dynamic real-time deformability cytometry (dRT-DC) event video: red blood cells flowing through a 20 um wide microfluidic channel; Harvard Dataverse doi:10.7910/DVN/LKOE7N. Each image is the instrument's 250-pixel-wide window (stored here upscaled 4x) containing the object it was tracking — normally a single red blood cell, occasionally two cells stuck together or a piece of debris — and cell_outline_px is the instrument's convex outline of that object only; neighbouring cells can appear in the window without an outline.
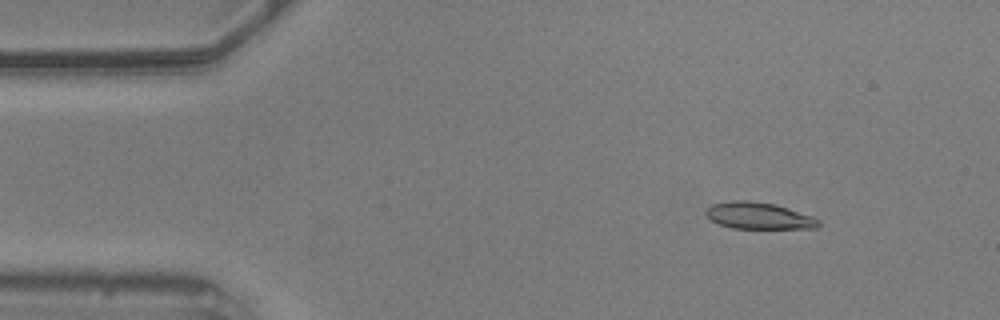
{"species": "common noctule bat (a hibernating species)", "species_latin": "Nyctalus noctula", "temperature_condition": "warm", "stored_images_in_passage": 56, "camera_frame_rate_fps": 3000, "um_per_image_px": 0.085, "animal": {"sex": "male", "body_mass_g": 20.5, "forearm_length_mm": 52.5}, "frame": {"image": 1, "passage_image": 7, "time_ms": 2.0, "image_size_px": [1000, 320], "cell_outline_px": [[820, 224], [816, 228], [732, 228], [720, 224], [712, 220], [704, 212], [712, 204], [732, 200], [748, 200], [772, 204], [788, 208], [812, 216], [820, 220]], "centroid_in_image_um": [64.49, 18.33], "position_along_channel_um": 20.5, "area_um2": 17.28}}
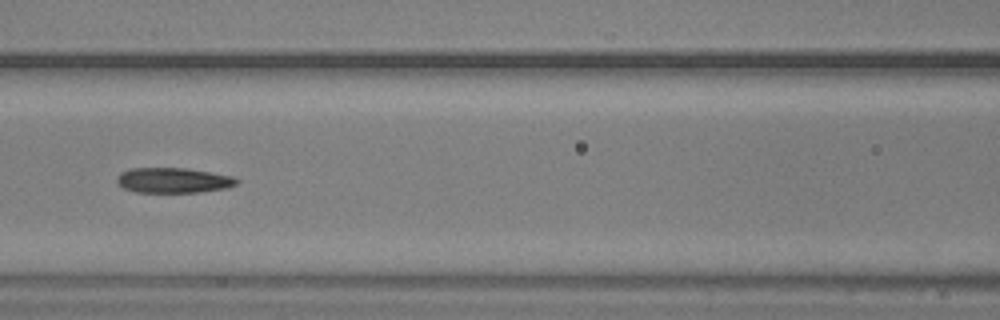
{"frame": {"image": 2, "passage_image": 24, "time_ms": 7.667, "image_size_px": [1000, 320], "cell_outline_px": [[240, 180], [236, 184], [228, 188], [196, 192], [136, 192], [124, 188], [116, 180], [120, 172], [132, 168], [184, 168], [232, 176]], "centroid_in_image_um": [14.73, 15.33], "position_along_channel_um": 151.9, "area_um2": 17.4}}
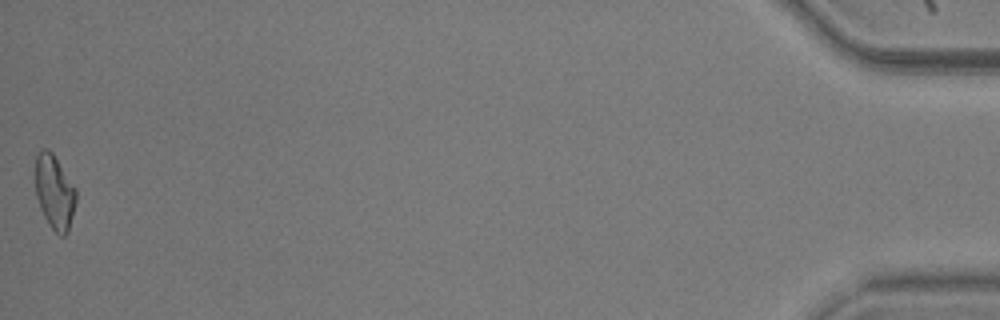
{"frame": {"image": 3, "passage_image": 56, "time_ms": 18.333, "image_size_px": [1000, 320], "cell_outline_px": [[76, 200], [68, 232], [64, 236], [60, 236], [48, 224], [40, 208], [36, 196], [36, 152], [40, 148], [48, 148], [52, 152], [76, 188]], "centroid_in_image_um": [4.63, 16.3], "position_along_channel_um": 430.6, "area_um2": 17.63}, "authors_computed_cell_mechanics": {"area_um2": 17.8602, "velocity_mm_per_s": 3.5972, "shape_relaxation_time_tau1_ms": null, "shape_relaxation_time_tau2_ms": 4.0584, "deformation_change_tau1": null, "deformation_change_tau2": 0.1165}}